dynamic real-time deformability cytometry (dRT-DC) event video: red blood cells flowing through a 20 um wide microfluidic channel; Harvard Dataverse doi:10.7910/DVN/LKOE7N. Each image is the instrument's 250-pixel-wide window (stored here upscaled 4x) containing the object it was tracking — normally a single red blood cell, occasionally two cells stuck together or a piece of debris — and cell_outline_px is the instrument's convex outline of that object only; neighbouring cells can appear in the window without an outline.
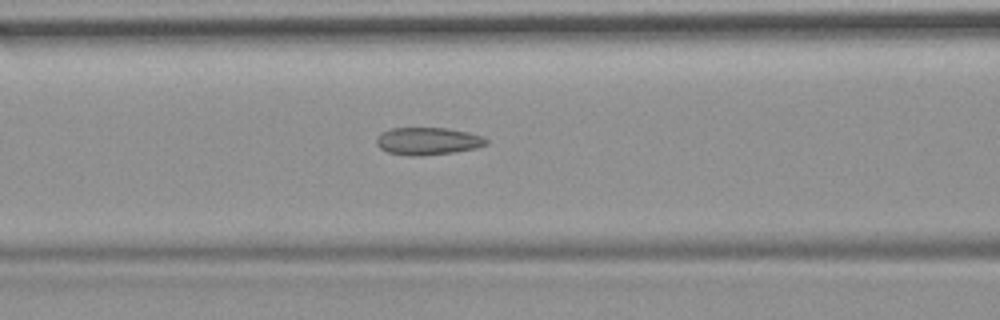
{"species": "common noctule bat (a hibernating species)", "species_latin": "Nyctalus noctula", "temperature_condition": "room temperature", "stored_images_in_passage": 20, "camera_frame_rate_fps": 3000, "um_per_image_px": 0.085, "animal": {"sex": "female", "body_mass_g": 19.9}, "frame": {"image": 1, "passage_image": 12, "time_ms": 3.667, "image_size_px": [1000, 320], "cell_outline_px": [[488, 144], [476, 148], [452, 152], [420, 156], [408, 156], [388, 152], [380, 148], [376, 144], [376, 140], [380, 132], [392, 128], [448, 128], [468, 132], [480, 136], [488, 140]], "centroid_in_image_um": [36.34, 11.99], "position_along_channel_um": 130.3, "area_um2": 17.57}}
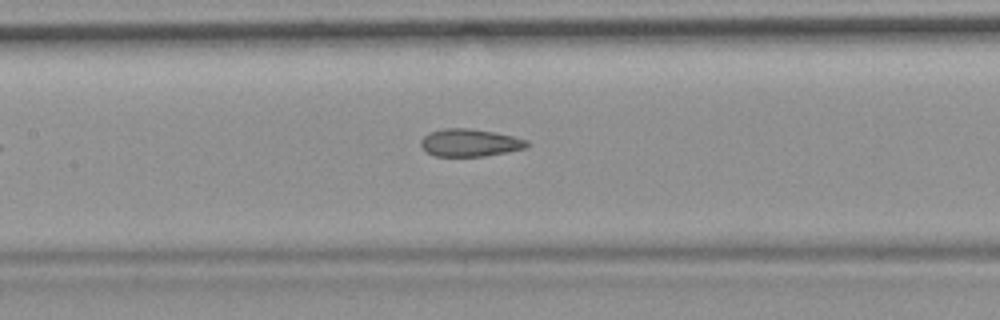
{"frame": {"image": 2, "passage_image": 15, "time_ms": 4.667, "image_size_px": [1000, 320], "cell_outline_px": [[528, 148], [484, 156], [436, 156], [428, 152], [420, 144], [420, 140], [428, 132], [444, 128], [468, 128], [492, 132], [512, 136], [528, 140]], "centroid_in_image_um": [39.93, 12.13], "position_along_channel_um": 167.5, "area_um2": 16.94}}